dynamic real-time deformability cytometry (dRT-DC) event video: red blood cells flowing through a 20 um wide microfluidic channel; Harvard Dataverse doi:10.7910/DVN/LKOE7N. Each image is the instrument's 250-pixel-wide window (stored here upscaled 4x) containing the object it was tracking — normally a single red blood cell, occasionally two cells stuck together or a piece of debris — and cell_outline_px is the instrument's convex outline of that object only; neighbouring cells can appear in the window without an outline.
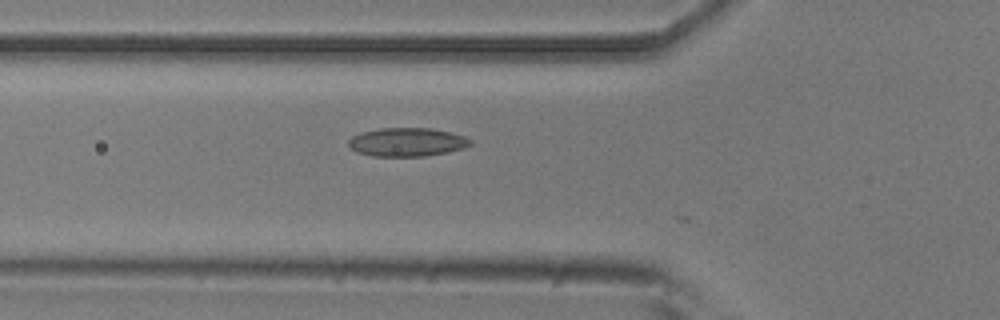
{"species": "common noctule bat (a hibernating species)", "species_latin": "Nyctalus noctula", "temperature_condition": "room temperature", "stored_images_in_passage": 4, "camera_frame_rate_fps": 3000, "um_per_image_px": 0.085, "animal": {"sex": "male", "body_mass_g": 20.5, "forearm_length_mm": 52.5}, "frame": {"image": 1, "passage_image": 4, "time_ms": 4.333, "image_size_px": [1000, 320], "cell_outline_px": [[472, 144], [464, 148], [448, 152], [424, 156], [372, 156], [356, 152], [348, 144], [348, 140], [352, 136], [360, 132], [380, 128], [432, 128], [452, 132], [464, 136], [472, 140]], "centroid_in_image_um": [34.61, 12.07], "position_along_channel_um": 91.2, "area_um2": 20.46}}